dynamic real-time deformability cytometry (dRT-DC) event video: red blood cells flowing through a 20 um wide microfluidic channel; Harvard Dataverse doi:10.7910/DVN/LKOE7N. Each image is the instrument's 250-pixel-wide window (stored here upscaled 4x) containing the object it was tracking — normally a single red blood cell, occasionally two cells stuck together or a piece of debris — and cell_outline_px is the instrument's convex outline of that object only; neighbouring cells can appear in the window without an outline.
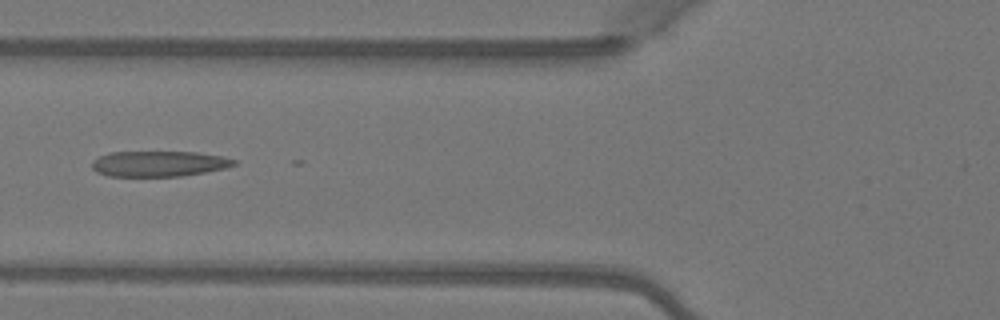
{"species": "Egyptian fruit bat (a non-hibernating species)", "species_latin": "Rousettus aegyptiacus", "temperature_condition": "warm", "stored_images_in_passage": 7, "camera_frame_rate_fps": 3000, "um_per_image_px": 0.085, "animal": {"sex": "female"}, "frame": {"image": 1, "passage_image": 6, "time_ms": 1.667, "image_size_px": [1000, 320], "cell_outline_px": [[236, 164], [224, 168], [204, 172], [180, 176], [108, 176], [96, 172], [92, 168], [92, 160], [108, 152], [196, 152], [224, 156], [236, 160]], "centroid_in_image_um": [13.48, 13.91], "position_along_channel_um": 112.3, "area_um2": 21.15}}
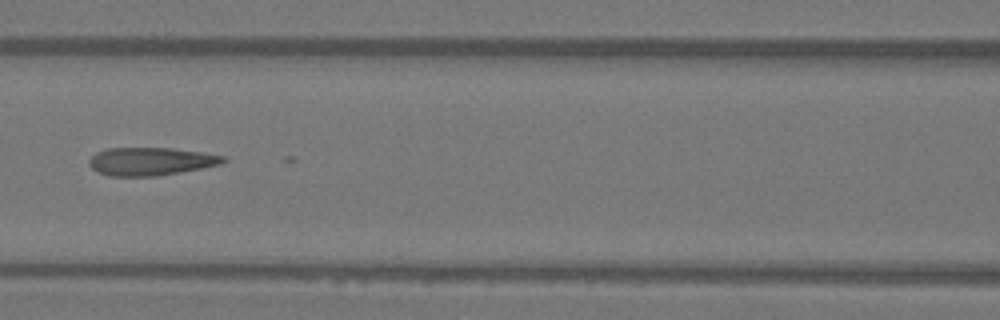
{"frame": {"image": 2, "passage_image": 7, "time_ms": 2.0, "image_size_px": [1000, 320], "cell_outline_px": [[228, 160], [220, 164], [180, 172], [156, 176], [108, 176], [92, 168], [88, 164], [88, 160], [96, 152], [108, 148], [172, 148], [200, 152], [224, 156]], "centroid_in_image_um": [12.78, 13.71], "position_along_channel_um": 153.8, "area_um2": 21.73}}